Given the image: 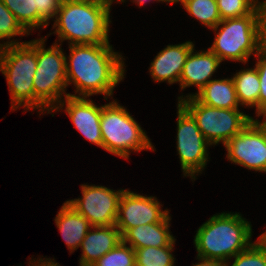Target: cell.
<instances>
[{"label": "cell", "mask_w": 266, "mask_h": 266, "mask_svg": "<svg viewBox=\"0 0 266 266\" xmlns=\"http://www.w3.org/2000/svg\"><path fill=\"white\" fill-rule=\"evenodd\" d=\"M69 48L67 85L74 84L78 97L96 94H103L105 100L111 97L125 76L123 56L114 52L110 43L69 45Z\"/></svg>", "instance_id": "obj_1"}, {"label": "cell", "mask_w": 266, "mask_h": 266, "mask_svg": "<svg viewBox=\"0 0 266 266\" xmlns=\"http://www.w3.org/2000/svg\"><path fill=\"white\" fill-rule=\"evenodd\" d=\"M252 225L239 213H219L197 230L194 244L197 256L221 262L228 260L251 244Z\"/></svg>", "instance_id": "obj_2"}, {"label": "cell", "mask_w": 266, "mask_h": 266, "mask_svg": "<svg viewBox=\"0 0 266 266\" xmlns=\"http://www.w3.org/2000/svg\"><path fill=\"white\" fill-rule=\"evenodd\" d=\"M111 5L62 0L53 33L60 43L69 40V45L108 44Z\"/></svg>", "instance_id": "obj_3"}, {"label": "cell", "mask_w": 266, "mask_h": 266, "mask_svg": "<svg viewBox=\"0 0 266 266\" xmlns=\"http://www.w3.org/2000/svg\"><path fill=\"white\" fill-rule=\"evenodd\" d=\"M37 68V39L0 43V72L5 76L11 99V110L34 109L33 78Z\"/></svg>", "instance_id": "obj_4"}, {"label": "cell", "mask_w": 266, "mask_h": 266, "mask_svg": "<svg viewBox=\"0 0 266 266\" xmlns=\"http://www.w3.org/2000/svg\"><path fill=\"white\" fill-rule=\"evenodd\" d=\"M213 30L216 35L209 50L221 62L228 59L246 64L251 55L256 56L264 47L263 15L260 7L244 17L223 19Z\"/></svg>", "instance_id": "obj_5"}, {"label": "cell", "mask_w": 266, "mask_h": 266, "mask_svg": "<svg viewBox=\"0 0 266 266\" xmlns=\"http://www.w3.org/2000/svg\"><path fill=\"white\" fill-rule=\"evenodd\" d=\"M45 37L37 39V68L33 78L34 109L51 113L66 93L67 75L66 58L58 41L45 49ZM64 95V96H63ZM57 103V104H56Z\"/></svg>", "instance_id": "obj_6"}, {"label": "cell", "mask_w": 266, "mask_h": 266, "mask_svg": "<svg viewBox=\"0 0 266 266\" xmlns=\"http://www.w3.org/2000/svg\"><path fill=\"white\" fill-rule=\"evenodd\" d=\"M100 128L102 148L110 154L129 159L130 151H155L145 131L116 100L101 106Z\"/></svg>", "instance_id": "obj_7"}, {"label": "cell", "mask_w": 266, "mask_h": 266, "mask_svg": "<svg viewBox=\"0 0 266 266\" xmlns=\"http://www.w3.org/2000/svg\"><path fill=\"white\" fill-rule=\"evenodd\" d=\"M196 120L203 136L211 145H225L241 132L253 119L239 109H223L205 105L195 96L179 102Z\"/></svg>", "instance_id": "obj_8"}, {"label": "cell", "mask_w": 266, "mask_h": 266, "mask_svg": "<svg viewBox=\"0 0 266 266\" xmlns=\"http://www.w3.org/2000/svg\"><path fill=\"white\" fill-rule=\"evenodd\" d=\"M177 151L183 175L191 180L196 174L202 173L207 164L208 146L211 144L203 136L196 120L180 104L177 105Z\"/></svg>", "instance_id": "obj_9"}, {"label": "cell", "mask_w": 266, "mask_h": 266, "mask_svg": "<svg viewBox=\"0 0 266 266\" xmlns=\"http://www.w3.org/2000/svg\"><path fill=\"white\" fill-rule=\"evenodd\" d=\"M124 189L115 191L105 186L81 185V198L67 200L91 226L115 225L120 197Z\"/></svg>", "instance_id": "obj_10"}, {"label": "cell", "mask_w": 266, "mask_h": 266, "mask_svg": "<svg viewBox=\"0 0 266 266\" xmlns=\"http://www.w3.org/2000/svg\"><path fill=\"white\" fill-rule=\"evenodd\" d=\"M224 146L232 163L266 173V132L254 118Z\"/></svg>", "instance_id": "obj_11"}, {"label": "cell", "mask_w": 266, "mask_h": 266, "mask_svg": "<svg viewBox=\"0 0 266 266\" xmlns=\"http://www.w3.org/2000/svg\"><path fill=\"white\" fill-rule=\"evenodd\" d=\"M161 206L154 196H143L125 189L119 200L115 226L123 236L131 228L160 222L169 213Z\"/></svg>", "instance_id": "obj_12"}, {"label": "cell", "mask_w": 266, "mask_h": 266, "mask_svg": "<svg viewBox=\"0 0 266 266\" xmlns=\"http://www.w3.org/2000/svg\"><path fill=\"white\" fill-rule=\"evenodd\" d=\"M63 107H65L64 111L67 112L71 122L82 136L102 148L101 106H97L87 97H78L75 93L66 96L51 113L59 112Z\"/></svg>", "instance_id": "obj_13"}, {"label": "cell", "mask_w": 266, "mask_h": 266, "mask_svg": "<svg viewBox=\"0 0 266 266\" xmlns=\"http://www.w3.org/2000/svg\"><path fill=\"white\" fill-rule=\"evenodd\" d=\"M193 47V42L186 41L182 44L167 45L161 50L155 56L149 68L154 81H167L169 84L178 83L187 56Z\"/></svg>", "instance_id": "obj_14"}, {"label": "cell", "mask_w": 266, "mask_h": 266, "mask_svg": "<svg viewBox=\"0 0 266 266\" xmlns=\"http://www.w3.org/2000/svg\"><path fill=\"white\" fill-rule=\"evenodd\" d=\"M194 51L195 49L193 47L187 56L179 83L181 90L195 85L198 87V93L211 80L222 62L219 57L209 49L200 52Z\"/></svg>", "instance_id": "obj_15"}, {"label": "cell", "mask_w": 266, "mask_h": 266, "mask_svg": "<svg viewBox=\"0 0 266 266\" xmlns=\"http://www.w3.org/2000/svg\"><path fill=\"white\" fill-rule=\"evenodd\" d=\"M92 229H89L80 246L79 266H91L122 241V235L115 225L93 226Z\"/></svg>", "instance_id": "obj_16"}, {"label": "cell", "mask_w": 266, "mask_h": 266, "mask_svg": "<svg viewBox=\"0 0 266 266\" xmlns=\"http://www.w3.org/2000/svg\"><path fill=\"white\" fill-rule=\"evenodd\" d=\"M171 219L168 213L160 222L131 228L122 236V241L134 250L149 246H169L176 241L169 231Z\"/></svg>", "instance_id": "obj_17"}, {"label": "cell", "mask_w": 266, "mask_h": 266, "mask_svg": "<svg viewBox=\"0 0 266 266\" xmlns=\"http://www.w3.org/2000/svg\"><path fill=\"white\" fill-rule=\"evenodd\" d=\"M55 224L70 253L81 246L89 229H92L89 221L67 202L63 203L56 215Z\"/></svg>", "instance_id": "obj_18"}, {"label": "cell", "mask_w": 266, "mask_h": 266, "mask_svg": "<svg viewBox=\"0 0 266 266\" xmlns=\"http://www.w3.org/2000/svg\"><path fill=\"white\" fill-rule=\"evenodd\" d=\"M192 96H195L201 103L216 108L239 109L240 105L232 78H212L198 93L178 97V103Z\"/></svg>", "instance_id": "obj_19"}, {"label": "cell", "mask_w": 266, "mask_h": 266, "mask_svg": "<svg viewBox=\"0 0 266 266\" xmlns=\"http://www.w3.org/2000/svg\"><path fill=\"white\" fill-rule=\"evenodd\" d=\"M232 79L240 106L256 107L257 114L260 79L256 66L251 69H241L239 72H236Z\"/></svg>", "instance_id": "obj_20"}, {"label": "cell", "mask_w": 266, "mask_h": 266, "mask_svg": "<svg viewBox=\"0 0 266 266\" xmlns=\"http://www.w3.org/2000/svg\"><path fill=\"white\" fill-rule=\"evenodd\" d=\"M189 15L213 29L222 20L216 0H179Z\"/></svg>", "instance_id": "obj_21"}, {"label": "cell", "mask_w": 266, "mask_h": 266, "mask_svg": "<svg viewBox=\"0 0 266 266\" xmlns=\"http://www.w3.org/2000/svg\"><path fill=\"white\" fill-rule=\"evenodd\" d=\"M174 244L175 241L169 246L135 249L136 266H174Z\"/></svg>", "instance_id": "obj_22"}, {"label": "cell", "mask_w": 266, "mask_h": 266, "mask_svg": "<svg viewBox=\"0 0 266 266\" xmlns=\"http://www.w3.org/2000/svg\"><path fill=\"white\" fill-rule=\"evenodd\" d=\"M2 1L29 34L33 28H40V14L34 8V0Z\"/></svg>", "instance_id": "obj_23"}, {"label": "cell", "mask_w": 266, "mask_h": 266, "mask_svg": "<svg viewBox=\"0 0 266 266\" xmlns=\"http://www.w3.org/2000/svg\"><path fill=\"white\" fill-rule=\"evenodd\" d=\"M91 266H136L135 250L121 241Z\"/></svg>", "instance_id": "obj_24"}, {"label": "cell", "mask_w": 266, "mask_h": 266, "mask_svg": "<svg viewBox=\"0 0 266 266\" xmlns=\"http://www.w3.org/2000/svg\"><path fill=\"white\" fill-rule=\"evenodd\" d=\"M221 19L239 18L252 13L258 0H216Z\"/></svg>", "instance_id": "obj_25"}, {"label": "cell", "mask_w": 266, "mask_h": 266, "mask_svg": "<svg viewBox=\"0 0 266 266\" xmlns=\"http://www.w3.org/2000/svg\"><path fill=\"white\" fill-rule=\"evenodd\" d=\"M233 258L234 262L231 266H266V250L258 241H254ZM223 266H229V264L224 262Z\"/></svg>", "instance_id": "obj_26"}, {"label": "cell", "mask_w": 266, "mask_h": 266, "mask_svg": "<svg viewBox=\"0 0 266 266\" xmlns=\"http://www.w3.org/2000/svg\"><path fill=\"white\" fill-rule=\"evenodd\" d=\"M30 35L17 21L12 12L0 0V40L11 39L17 35Z\"/></svg>", "instance_id": "obj_27"}, {"label": "cell", "mask_w": 266, "mask_h": 266, "mask_svg": "<svg viewBox=\"0 0 266 266\" xmlns=\"http://www.w3.org/2000/svg\"><path fill=\"white\" fill-rule=\"evenodd\" d=\"M62 0H34V8L40 14V27L46 28L49 20L55 18Z\"/></svg>", "instance_id": "obj_28"}, {"label": "cell", "mask_w": 266, "mask_h": 266, "mask_svg": "<svg viewBox=\"0 0 266 266\" xmlns=\"http://www.w3.org/2000/svg\"><path fill=\"white\" fill-rule=\"evenodd\" d=\"M256 69L260 79V93L258 98V112L266 107V47L264 46L256 55Z\"/></svg>", "instance_id": "obj_29"}, {"label": "cell", "mask_w": 266, "mask_h": 266, "mask_svg": "<svg viewBox=\"0 0 266 266\" xmlns=\"http://www.w3.org/2000/svg\"><path fill=\"white\" fill-rule=\"evenodd\" d=\"M198 261L201 263L193 264V266H223V262L214 260V259H207L197 256Z\"/></svg>", "instance_id": "obj_30"}, {"label": "cell", "mask_w": 266, "mask_h": 266, "mask_svg": "<svg viewBox=\"0 0 266 266\" xmlns=\"http://www.w3.org/2000/svg\"><path fill=\"white\" fill-rule=\"evenodd\" d=\"M36 266H60V264L51 258H40L37 260Z\"/></svg>", "instance_id": "obj_31"}, {"label": "cell", "mask_w": 266, "mask_h": 266, "mask_svg": "<svg viewBox=\"0 0 266 266\" xmlns=\"http://www.w3.org/2000/svg\"><path fill=\"white\" fill-rule=\"evenodd\" d=\"M79 3L112 4L114 0H70Z\"/></svg>", "instance_id": "obj_32"}, {"label": "cell", "mask_w": 266, "mask_h": 266, "mask_svg": "<svg viewBox=\"0 0 266 266\" xmlns=\"http://www.w3.org/2000/svg\"><path fill=\"white\" fill-rule=\"evenodd\" d=\"M263 115V121L260 122V120L258 119H255L257 121V123L264 129V131L266 132V107L263 108L261 111H259L257 113L256 116L260 117Z\"/></svg>", "instance_id": "obj_33"}, {"label": "cell", "mask_w": 266, "mask_h": 266, "mask_svg": "<svg viewBox=\"0 0 266 266\" xmlns=\"http://www.w3.org/2000/svg\"><path fill=\"white\" fill-rule=\"evenodd\" d=\"M263 15V44L266 47V5L262 8Z\"/></svg>", "instance_id": "obj_34"}, {"label": "cell", "mask_w": 266, "mask_h": 266, "mask_svg": "<svg viewBox=\"0 0 266 266\" xmlns=\"http://www.w3.org/2000/svg\"><path fill=\"white\" fill-rule=\"evenodd\" d=\"M117 1H119L120 3L125 2V0H117ZM149 1H153V0H133V2H135L139 7L144 5L145 3L149 2ZM154 1H158V2L161 1L163 3L165 2L164 0H154Z\"/></svg>", "instance_id": "obj_35"}, {"label": "cell", "mask_w": 266, "mask_h": 266, "mask_svg": "<svg viewBox=\"0 0 266 266\" xmlns=\"http://www.w3.org/2000/svg\"><path fill=\"white\" fill-rule=\"evenodd\" d=\"M257 241L264 247V249L266 250V231L261 234L259 236V238L257 239Z\"/></svg>", "instance_id": "obj_36"}, {"label": "cell", "mask_w": 266, "mask_h": 266, "mask_svg": "<svg viewBox=\"0 0 266 266\" xmlns=\"http://www.w3.org/2000/svg\"><path fill=\"white\" fill-rule=\"evenodd\" d=\"M266 5V0L265 1H260L258 2V7H260L261 9Z\"/></svg>", "instance_id": "obj_37"}, {"label": "cell", "mask_w": 266, "mask_h": 266, "mask_svg": "<svg viewBox=\"0 0 266 266\" xmlns=\"http://www.w3.org/2000/svg\"><path fill=\"white\" fill-rule=\"evenodd\" d=\"M30 263L28 264L29 266L31 265V266H36V262H37V260L35 259L34 261H32V259H31V261H29Z\"/></svg>", "instance_id": "obj_38"}, {"label": "cell", "mask_w": 266, "mask_h": 266, "mask_svg": "<svg viewBox=\"0 0 266 266\" xmlns=\"http://www.w3.org/2000/svg\"><path fill=\"white\" fill-rule=\"evenodd\" d=\"M167 3H177L179 0H164Z\"/></svg>", "instance_id": "obj_39"}]
</instances>
